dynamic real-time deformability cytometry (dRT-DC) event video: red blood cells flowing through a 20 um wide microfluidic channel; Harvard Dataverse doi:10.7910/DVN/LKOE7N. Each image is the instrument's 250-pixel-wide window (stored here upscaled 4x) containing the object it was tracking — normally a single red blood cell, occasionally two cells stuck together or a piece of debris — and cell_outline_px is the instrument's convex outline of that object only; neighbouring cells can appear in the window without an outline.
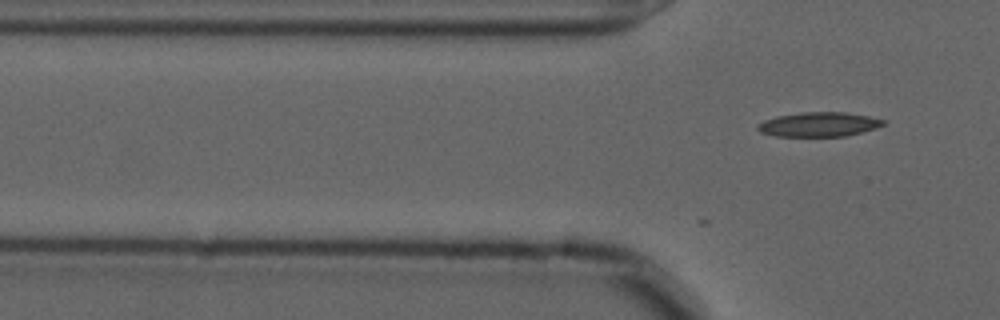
{"species": "common noctule bat (a hibernating species)", "species_latin": "Nyctalus noctula", "temperature_condition": "cold", "stored_images_in_passage": 2, "camera_frame_rate_fps": 3000, "um_per_image_px": 0.085, "animal": {"sex": "male", "forearm_length_mm": 52.5}, "frame": {"image": 1, "passage_image": 2, "time_ms": 0.333, "image_size_px": [1000, 320], "cell_outline_px": [[888, 124], [876, 128], [844, 136], [776, 136], [760, 132], [756, 128], [756, 124], [764, 120], [776, 116], [800, 112], [848, 112], [888, 120]], "centroid_in_image_um": [69.62, 10.56], "position_along_channel_um": 56.2, "area_um2": 18.09}}